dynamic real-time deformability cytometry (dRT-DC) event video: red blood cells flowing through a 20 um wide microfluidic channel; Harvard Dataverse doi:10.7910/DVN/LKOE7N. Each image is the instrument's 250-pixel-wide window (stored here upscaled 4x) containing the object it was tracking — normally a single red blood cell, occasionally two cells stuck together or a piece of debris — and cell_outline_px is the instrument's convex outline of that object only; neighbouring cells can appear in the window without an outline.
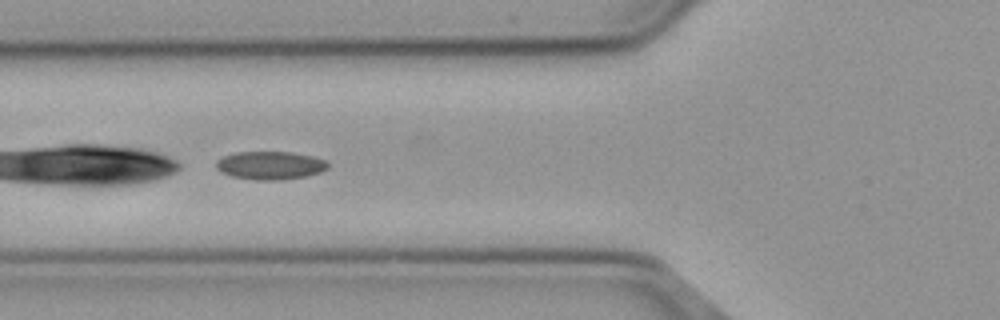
{"species": "common noctule bat (a hibernating species)", "species_latin": "Nyctalus noctula", "temperature_condition": "cold", "stored_images_in_passage": 43, "camera_frame_rate_fps": 3000, "um_per_image_px": 0.085, "animal": {"sex": "male", "body_mass_g": 23.1, "forearm_length_mm": 52.7}, "frame": {"image": 1, "passage_image": 13, "time_ms": 4.0, "image_size_px": [1000, 320], "cell_outline_px": [[328, 168], [320, 172], [304, 176], [280, 180], [256, 180], [232, 176], [216, 168], [216, 160], [224, 156], [236, 152], [288, 152], [312, 156], [324, 160], [328, 164]], "centroid_in_image_um": [22.95, 14.05], "position_along_channel_um": 102.8, "area_um2": 18.09}, "authors_computed_cell_mechanics": {"area_um2": 18.3226, "velocity_mm_per_s": 3.6352, "shape_relaxation_time_tau1_ms": 0.3023, "shape_relaxation_time_tau2_ms": 7.6119, "deformation_change_tau1": 0.216, "deformation_change_tau2": 0.0675}}